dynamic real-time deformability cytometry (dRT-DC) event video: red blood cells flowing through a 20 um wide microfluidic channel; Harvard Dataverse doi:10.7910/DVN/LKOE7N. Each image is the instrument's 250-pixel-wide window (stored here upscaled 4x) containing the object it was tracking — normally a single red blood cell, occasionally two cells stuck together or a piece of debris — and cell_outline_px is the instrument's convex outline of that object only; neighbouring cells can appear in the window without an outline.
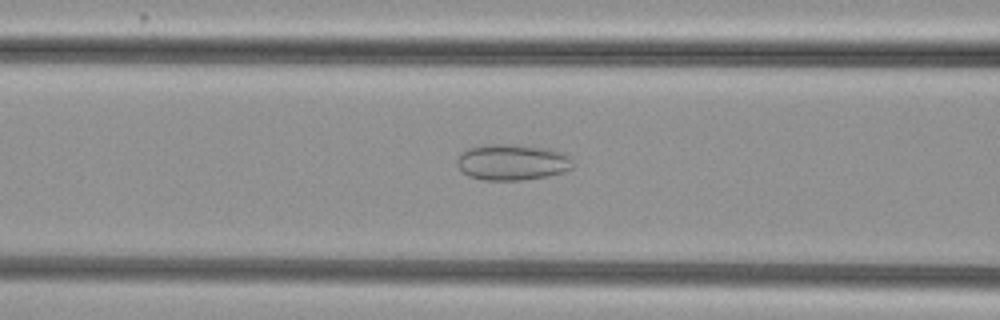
{"species": "common noctule bat (a hibernating species)", "species_latin": "Nyctalus noctula", "temperature_condition": "cold", "stored_images_in_passage": 40, "camera_frame_rate_fps": 3000, "um_per_image_px": 0.085, "animal": {"sex": "female", "body_mass_g": 29.2, "forearm_length_mm": 56.3}, "frame": {"image": 1, "passage_image": 7, "time_ms": 2.0, "image_size_px": [1000, 320], "cell_outline_px": [[572, 168], [564, 172], [548, 176], [520, 180], [484, 180], [468, 176], [456, 164], [456, 160], [460, 152], [468, 148], [484, 144], [516, 144], [544, 148], [560, 152], [568, 156], [572, 160]], "centroid_in_image_um": [43.49, 13.78], "position_along_channel_um": 123.1, "area_um2": 24.39}}
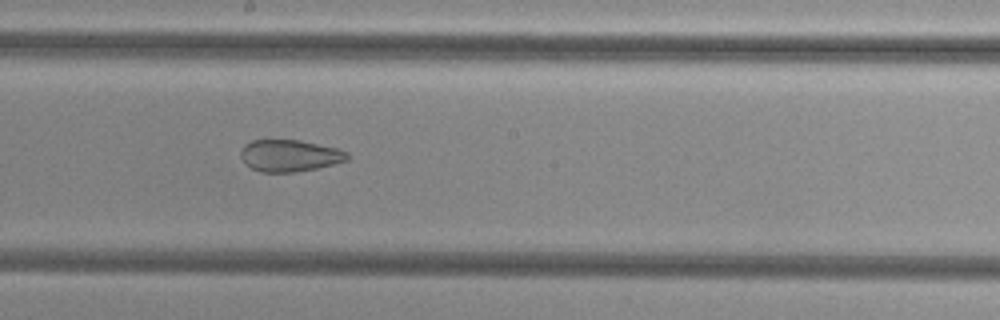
{"frame": {"image": 2, "passage_image": 15, "time_ms": 4.667, "image_size_px": [1000, 320], "cell_outline_px": [[348, 160], [316, 168], [296, 172], [260, 172], [244, 164], [240, 156], [240, 152], [244, 144], [252, 140], [300, 140], [340, 148], [348, 152]], "centroid_in_image_um": [24.61, 13.22], "position_along_channel_um": 223.6, "area_um2": 19.94}}
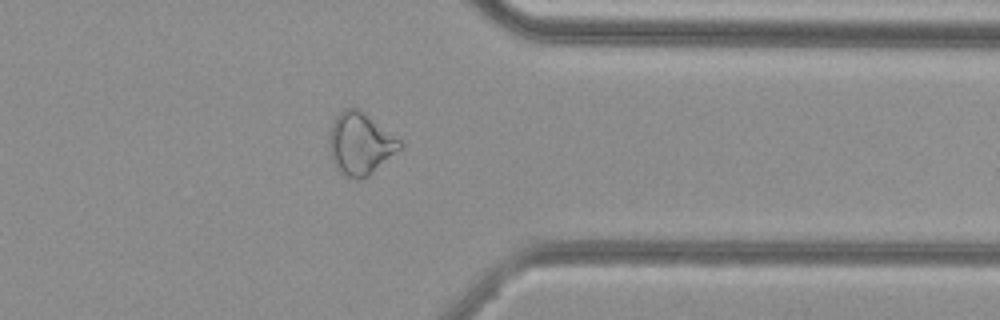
{"frame": {"image": 3, "passage_image": 28, "time_ms": 9.0, "image_size_px": [1000, 320], "cell_outline_px": [[404, 144], [400, 148], [368, 176], [356, 180], [344, 176], [332, 164], [328, 148], [328, 136], [332, 124], [336, 116], [344, 108], [360, 108], [400, 140]], "centroid_in_image_um": [30.57, 12.21], "position_along_channel_um": 380.8, "area_um2": 25.66}, "authors_computed_cell_mechanics": {"area_um2": 23.409, "velocity_mm_per_s": 3.7678, "shape_relaxation_time_tau1_ms": null, "shape_relaxation_time_tau2_ms": 2.0572, "deformation_change_tau1": null, "deformation_change_tau2": 0.0897}}